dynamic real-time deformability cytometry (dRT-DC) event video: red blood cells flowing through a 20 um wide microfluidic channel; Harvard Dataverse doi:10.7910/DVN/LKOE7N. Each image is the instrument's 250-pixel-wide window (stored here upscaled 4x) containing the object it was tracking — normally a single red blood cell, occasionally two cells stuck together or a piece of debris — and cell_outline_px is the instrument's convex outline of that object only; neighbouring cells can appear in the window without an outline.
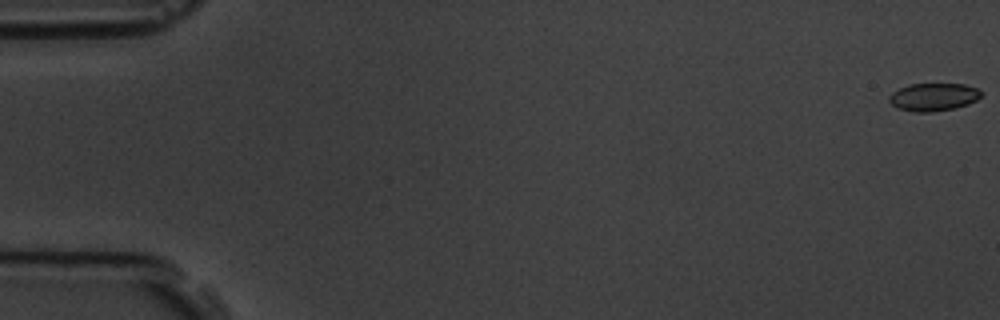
{"species": "common noctule bat (a hibernating species)", "species_latin": "Nyctalus noctula", "temperature_condition": "room temperature", "stored_images_in_passage": 6, "camera_frame_rate_fps": 3000, "um_per_image_px": 0.085, "animal": {"sex": "male", "body_mass_g": 19.5, "forearm_length_mm": 54.6}, "frame": {"image": 1, "passage_image": 1, "time_ms": 0.0, "image_size_px": [1000, 320], "cell_outline_px": [[984, 92], [976, 100], [968, 104], [952, 108], [932, 112], [912, 112], [896, 108], [888, 100], [888, 96], [892, 92], [908, 84], [964, 84], [976, 88]], "centroid_in_image_um": [79.31, 8.24], "position_along_channel_um": 5.7, "area_um2": 14.97}}
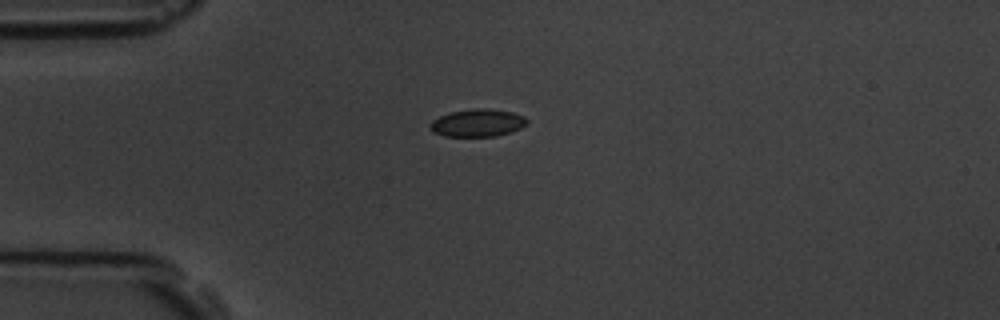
{"frame": {"image": 2, "passage_image": 5, "time_ms": 4.667, "image_size_px": [1000, 320], "cell_outline_px": [[528, 124], [512, 132], [496, 136], [444, 136], [432, 132], [432, 120], [448, 112], [472, 108], [488, 108], [512, 112], [524, 116], [528, 120]], "centroid_in_image_um": [40.63, 10.43], "position_along_channel_um": 44.4, "area_um2": 15.66}}